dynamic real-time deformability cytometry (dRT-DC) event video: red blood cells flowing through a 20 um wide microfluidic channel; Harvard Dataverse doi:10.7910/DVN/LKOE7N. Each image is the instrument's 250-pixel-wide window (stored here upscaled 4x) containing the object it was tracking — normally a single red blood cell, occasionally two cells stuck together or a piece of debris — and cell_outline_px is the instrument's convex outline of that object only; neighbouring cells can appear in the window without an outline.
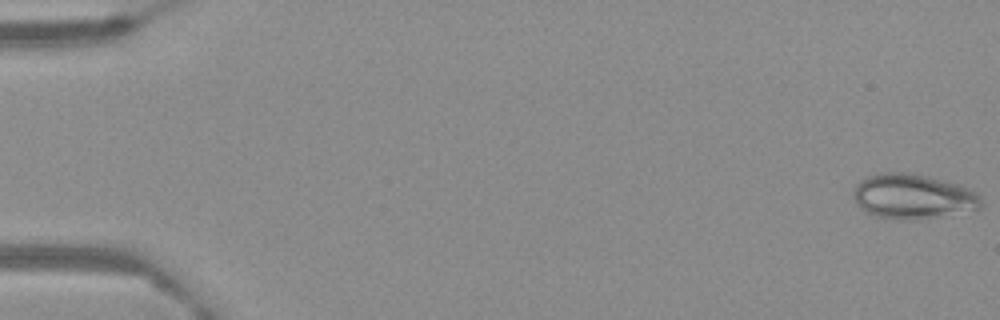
{"species": "Egyptian fruit bat (a non-hibernating species)", "species_latin": "Rousettus aegyptiacus", "temperature_condition": "warm", "stored_images_in_passage": 65, "camera_frame_rate_fps": 3000, "um_per_image_px": 0.085, "frame": {"image": 1, "passage_image": 1, "time_ms": 0.0, "image_size_px": [1000, 320], "cell_outline_px": [[984, 204], [980, 208], [936, 216], [908, 220], [876, 216], [868, 212], [856, 204], [852, 192], [856, 184], [860, 180], [868, 176], [880, 172], [912, 172], [960, 184], [976, 192], [980, 196]], "centroid_in_image_um": [77.59, 16.66], "position_along_channel_um": 7.4, "area_um2": 33.29}}
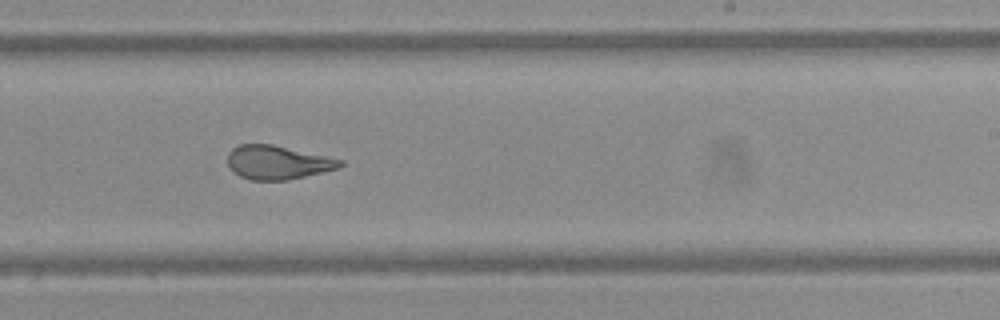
{"frame": {"image": 2, "passage_image": 41, "time_ms": 13.333, "image_size_px": [1000, 320], "cell_outline_px": [[344, 164], [340, 168], [288, 180], [252, 180], [240, 176], [228, 164], [228, 152], [232, 148], [240, 144], [272, 144], [344, 160]], "centroid_in_image_um": [23.62, 13.8], "position_along_channel_um": 265.4, "area_um2": 22.02}}
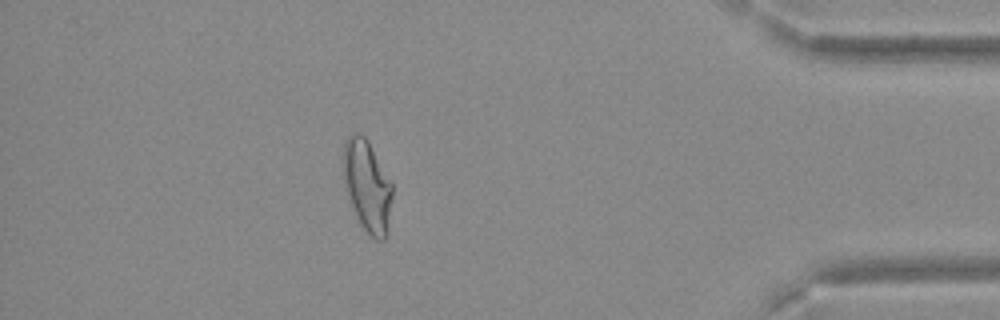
{"frame": {"image": 3, "passage_image": 58, "time_ms": 19.0, "image_size_px": [1000, 320], "cell_outline_px": [[392, 196], [384, 240], [376, 240], [364, 228], [348, 196], [344, 184], [344, 140], [352, 132], [360, 132], [368, 140], [392, 184]], "centroid_in_image_um": [31.2, 15.71], "position_along_channel_um": 404.0, "area_um2": 25.32}}